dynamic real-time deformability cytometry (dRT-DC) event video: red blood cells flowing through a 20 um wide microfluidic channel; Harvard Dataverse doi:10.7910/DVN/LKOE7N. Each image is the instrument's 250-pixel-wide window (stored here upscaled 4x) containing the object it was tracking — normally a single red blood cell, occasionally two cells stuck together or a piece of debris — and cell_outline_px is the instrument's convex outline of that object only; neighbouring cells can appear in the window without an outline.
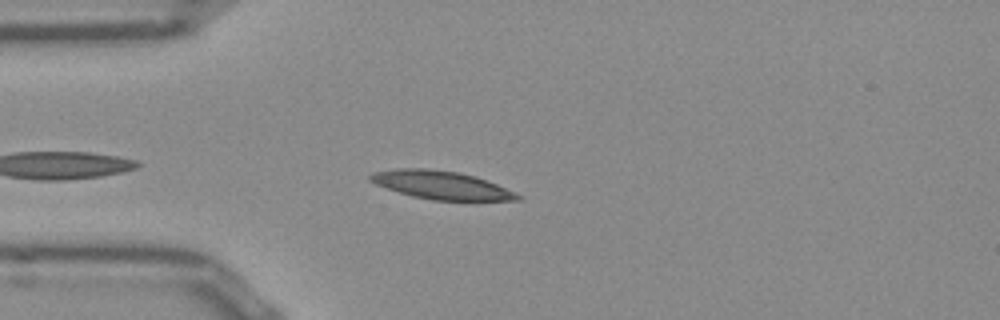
{"species": "Egyptian fruit bat (a non-hibernating species)", "species_latin": "Rousettus aegyptiacus", "temperature_condition": "room temperature", "stored_images_in_passage": 9, "camera_frame_rate_fps": 3000, "um_per_image_px": 0.085, "frame": {"image": 1, "passage_image": 4, "time_ms": 1.0, "image_size_px": [1000, 320], "cell_outline_px": [[520, 200], [432, 200], [412, 196], [376, 184], [368, 180], [368, 176], [376, 172], [396, 168], [424, 168], [456, 172], [476, 176], [496, 184], [520, 196]], "centroid_in_image_um": [37.46, 15.72], "position_along_channel_um": 47.5, "area_um2": 23.7}}
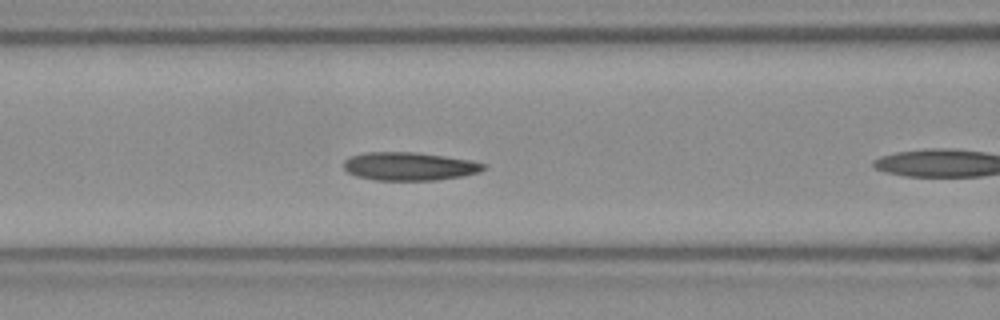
{"frame": {"image": 2, "passage_image": 8, "time_ms": 2.333, "image_size_px": [1000, 320], "cell_outline_px": [[484, 168], [476, 172], [464, 176], [436, 180], [376, 180], [356, 176], [348, 172], [344, 168], [344, 160], [352, 156], [364, 152], [416, 152], [444, 156], [468, 160], [484, 164]], "centroid_in_image_um": [34.74, 14.14], "position_along_channel_um": 131.9, "area_um2": 22.77}}